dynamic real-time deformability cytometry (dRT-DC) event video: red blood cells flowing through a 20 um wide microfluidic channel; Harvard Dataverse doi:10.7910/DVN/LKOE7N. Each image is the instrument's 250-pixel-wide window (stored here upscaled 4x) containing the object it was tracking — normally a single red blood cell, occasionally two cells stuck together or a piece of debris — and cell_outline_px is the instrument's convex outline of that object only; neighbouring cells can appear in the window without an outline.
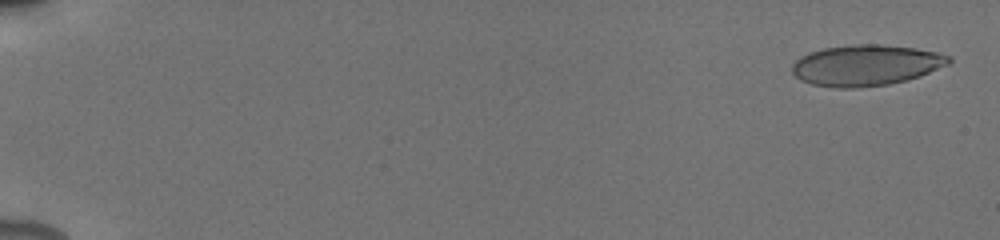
{"species": "human", "species_latin": "Homo sapiens", "temperature_condition": "cold", "stored_images_in_passage": 26, "camera_frame_rate_fps": 3000, "um_per_image_px": 0.085, "donor": {"sex": "male"}, "frame": {"image": 1, "passage_image": 1, "time_ms": 0.0, "image_size_px": [1000, 240], "cell_outline_px": [[952, 60], [948, 64], [920, 76], [888, 84], [856, 88], [836, 88], [812, 84], [800, 80], [792, 72], [792, 64], [800, 56], [808, 52], [824, 48], [852, 44], [880, 44], [916, 48], [936, 52], [952, 56]], "centroid_in_image_um": [73.59, 5.54], "position_along_channel_um": 11.4, "area_um2": 37.45}}
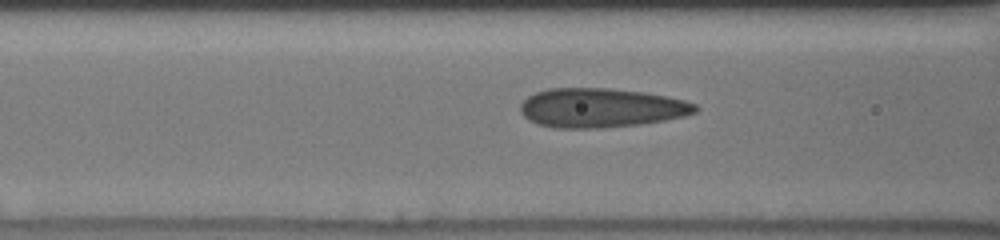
{"frame": {"image": 2, "passage_image": 18, "time_ms": 7.333, "image_size_px": [1000, 240], "cell_outline_px": [[700, 108], [696, 112], [684, 116], [664, 120], [640, 124], [600, 128], [552, 128], [536, 124], [528, 120], [520, 112], [520, 104], [528, 96], [536, 92], [548, 88], [612, 88], [644, 92], [668, 96], [684, 100], [696, 104]], "centroid_in_image_um": [51.07, 9.16], "position_along_channel_um": 115.5, "area_um2": 40.34}}
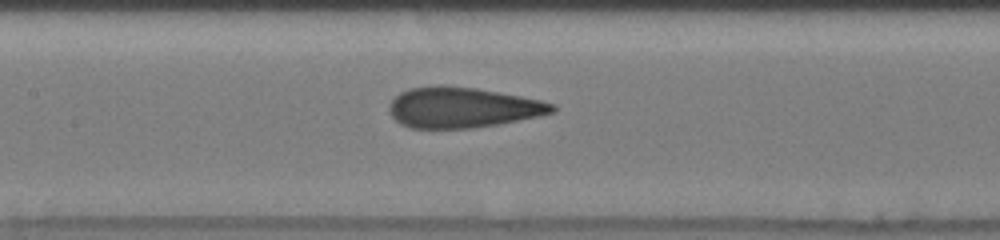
{"frame": {"image": 3, "passage_image": 22, "time_ms": 8.667, "image_size_px": [1000, 240], "cell_outline_px": [[556, 112], [540, 116], [496, 124], [472, 128], [412, 128], [400, 124], [392, 116], [388, 108], [392, 100], [400, 92], [412, 88], [444, 84], [476, 88], [520, 96], [540, 100], [556, 104]], "centroid_in_image_um": [39.32, 9.13], "position_along_channel_um": 168.1, "area_um2": 38.44}}